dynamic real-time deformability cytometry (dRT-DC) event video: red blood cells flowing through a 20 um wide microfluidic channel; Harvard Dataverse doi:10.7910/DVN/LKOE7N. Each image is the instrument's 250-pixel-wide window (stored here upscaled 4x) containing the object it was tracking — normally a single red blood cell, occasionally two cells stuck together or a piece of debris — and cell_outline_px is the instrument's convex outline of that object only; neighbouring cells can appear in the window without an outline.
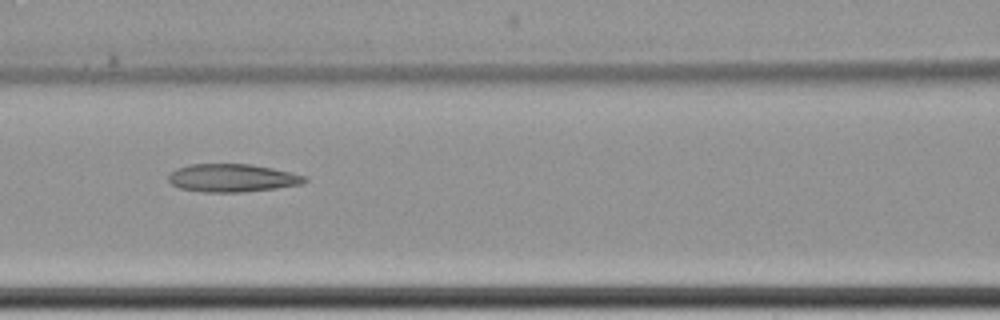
{"species": "common noctule bat (a hibernating species)", "species_latin": "Nyctalus noctula", "temperature_condition": "cold", "stored_images_in_passage": 12, "camera_frame_rate_fps": 3000, "um_per_image_px": 0.085, "animal": {"sex": "female", "body_mass_g": 22.7, "forearm_length_mm": 54.2}, "frame": {"image": 1, "passage_image": 4, "time_ms": 3.667, "image_size_px": [1000, 320], "cell_outline_px": [[308, 180], [300, 184], [276, 188], [240, 192], [204, 192], [180, 188], [172, 184], [168, 180], [168, 176], [176, 168], [188, 164], [252, 164], [292, 172], [308, 176]], "centroid_in_image_um": [19.75, 15.12], "position_along_channel_um": 146.8, "area_um2": 22.25}}
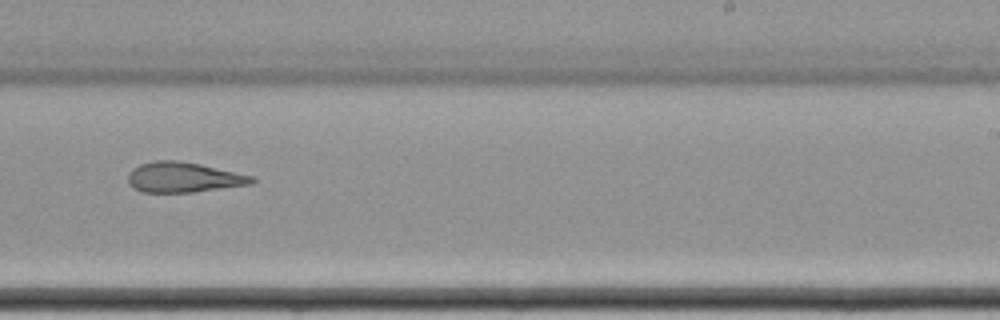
{"frame": {"image": 2, "passage_image": 7, "time_ms": 7.333, "image_size_px": [1000, 320], "cell_outline_px": [[256, 180], [252, 184], [192, 192], [144, 192], [132, 188], [128, 184], [128, 176], [132, 168], [140, 164], [156, 160], [176, 160], [200, 164], [256, 176]], "centroid_in_image_um": [15.61, 15.07], "position_along_channel_um": 273.4, "area_um2": 21.91}}
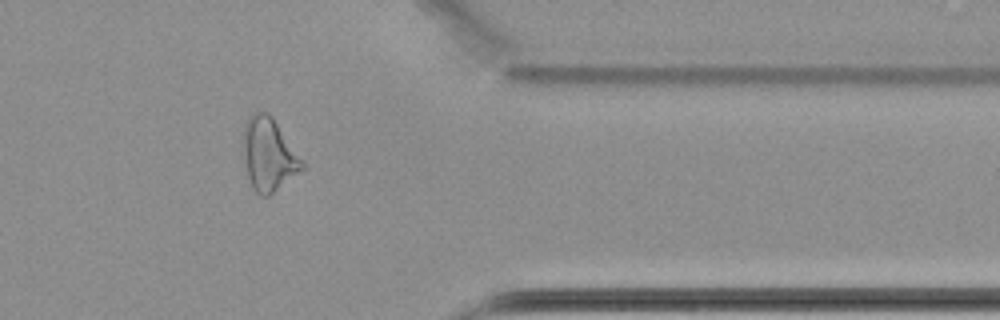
{"frame": {"image": 3, "passage_image": 10, "time_ms": 11.0, "image_size_px": [1000, 320], "cell_outline_px": [[304, 168], [268, 196], [260, 196], [252, 188], [248, 176], [244, 160], [244, 124], [256, 112], [268, 112], [272, 116], [304, 164]], "centroid_in_image_um": [22.82, 13.15], "position_along_channel_um": 388.6, "area_um2": 24.28}, "authors_computed_cell_mechanics": {"area_um2": 23.0333, "velocity_mm_per_s": 3.4745, "shape_relaxation_time_tau1_ms": null, "shape_relaxation_time_tau2_ms": 10.8066, "deformation_change_tau1": null, "deformation_change_tau2": 0.2321}}